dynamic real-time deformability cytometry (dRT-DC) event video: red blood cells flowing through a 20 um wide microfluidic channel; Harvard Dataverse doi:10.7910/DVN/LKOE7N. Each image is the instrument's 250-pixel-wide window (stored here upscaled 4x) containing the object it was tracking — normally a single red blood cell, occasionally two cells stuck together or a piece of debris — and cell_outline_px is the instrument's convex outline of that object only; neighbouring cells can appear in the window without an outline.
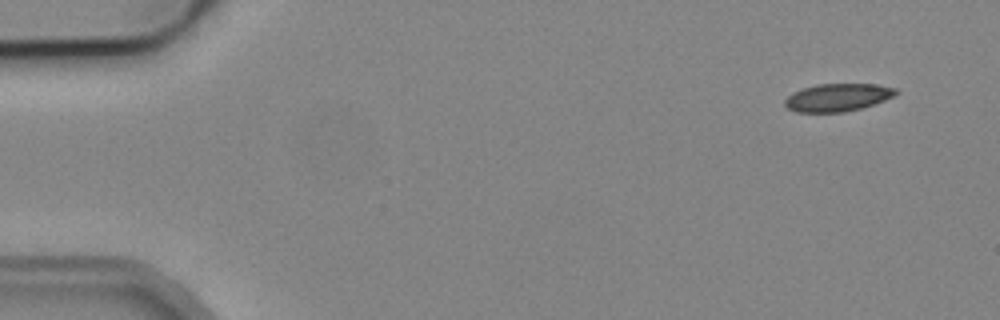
{"species": "common noctule bat (a hibernating species)", "species_latin": "Nyctalus noctula", "temperature_condition": "cold", "stored_images_in_passage": 4, "camera_frame_rate_fps": 3000, "um_per_image_px": 0.085, "animal": {"sex": "male", "body_mass_g": 19.2, "forearm_length_mm": 51.8}, "frame": {"image": 1, "passage_image": 1, "time_ms": 0.0, "image_size_px": [1000, 320], "cell_outline_px": [[900, 92], [884, 100], [860, 108], [844, 112], [796, 112], [788, 108], [784, 104], [784, 100], [792, 92], [816, 84], [876, 84], [896, 88]], "centroid_in_image_um": [71.18, 8.27], "position_along_channel_um": 13.8, "area_um2": 17.86}}